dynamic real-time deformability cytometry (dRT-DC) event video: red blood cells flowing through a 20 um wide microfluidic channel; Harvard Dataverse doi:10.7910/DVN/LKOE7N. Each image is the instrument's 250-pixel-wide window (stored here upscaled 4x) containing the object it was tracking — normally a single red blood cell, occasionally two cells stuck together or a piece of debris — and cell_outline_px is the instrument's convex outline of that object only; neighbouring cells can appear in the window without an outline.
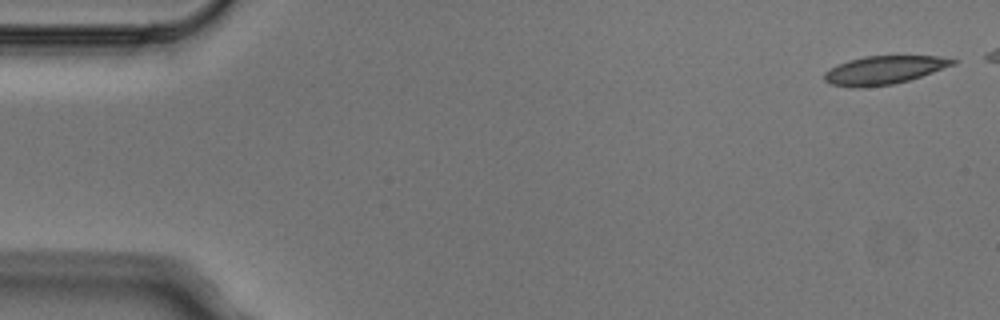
{"species": "Egyptian fruit bat (a non-hibernating species)", "species_latin": "Rousettus aegyptiacus", "temperature_condition": "cold", "stored_images_in_passage": 5, "camera_frame_rate_fps": 3000, "um_per_image_px": 0.085, "animal": {"sex": "male"}, "frame": {"image": 1, "passage_image": 1, "time_ms": 0.0, "image_size_px": [1000, 320], "cell_outline_px": [[960, 60], [956, 64], [908, 80], [892, 84], [864, 88], [852, 88], [832, 84], [824, 80], [824, 72], [848, 60], [864, 56], [940, 56]], "centroid_in_image_um": [75.15, 5.96], "position_along_channel_um": 9.8, "area_um2": 21.15}}